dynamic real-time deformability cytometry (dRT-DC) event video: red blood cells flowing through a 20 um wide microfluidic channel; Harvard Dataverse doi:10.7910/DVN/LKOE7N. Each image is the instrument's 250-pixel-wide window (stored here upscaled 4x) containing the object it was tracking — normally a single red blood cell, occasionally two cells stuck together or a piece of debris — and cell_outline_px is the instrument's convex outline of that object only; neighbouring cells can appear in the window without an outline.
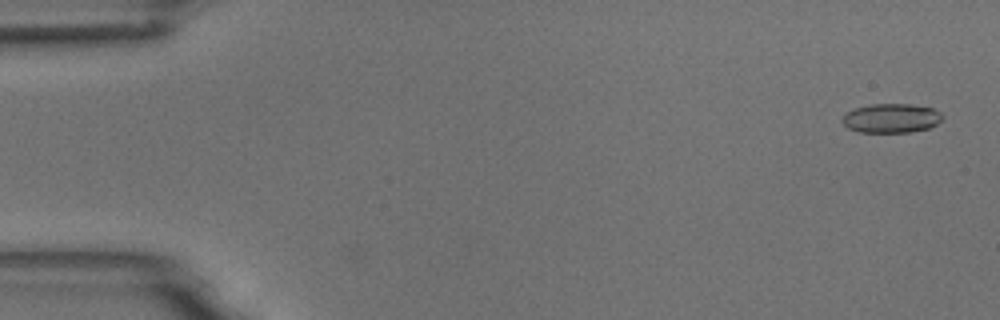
{"species": "common noctule bat (a hibernating species)", "species_latin": "Nyctalus noctula", "temperature_condition": "room temperature", "stored_images_in_passage": 4, "camera_frame_rate_fps": 3000, "um_per_image_px": 0.085, "animal": {"sex": "male", "body_mass_g": 18.8}, "frame": {"image": 1, "passage_image": 1, "time_ms": 0.0, "image_size_px": [1000, 320], "cell_outline_px": [[944, 116], [936, 124], [928, 128], [908, 132], [860, 132], [848, 128], [844, 124], [844, 116], [848, 112], [856, 108], [872, 104], [908, 104], [932, 108], [940, 112]], "centroid_in_image_um": [75.78, 10.05], "position_along_channel_um": 9.2, "area_um2": 16.7}}